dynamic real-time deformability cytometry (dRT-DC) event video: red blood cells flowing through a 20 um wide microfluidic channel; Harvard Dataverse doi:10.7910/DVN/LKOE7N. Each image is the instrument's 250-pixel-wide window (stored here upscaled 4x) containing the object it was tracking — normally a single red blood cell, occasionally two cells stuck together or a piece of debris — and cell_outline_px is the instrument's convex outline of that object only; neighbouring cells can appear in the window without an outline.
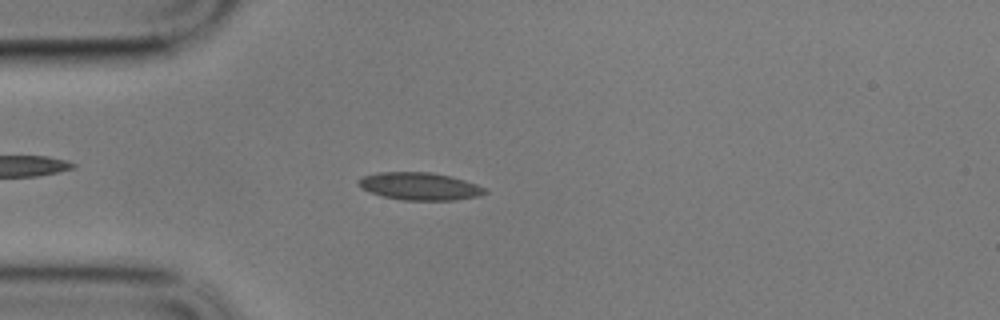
{"species": "common noctule bat (a hibernating species)", "species_latin": "Nyctalus noctula", "temperature_condition": "cold", "stored_images_in_passage": 57, "camera_frame_rate_fps": 3000, "um_per_image_px": 0.085, "animal": {"sex": "male", "body_mass_g": 17.9}, "frame": {"image": 1, "passage_image": 14, "time_ms": 4.333, "image_size_px": [1000, 320], "cell_outline_px": [[488, 192], [480, 196], [452, 200], [404, 200], [384, 196], [360, 188], [356, 184], [356, 180], [364, 176], [380, 172], [432, 172], [452, 176], [476, 184], [484, 188]], "centroid_in_image_um": [35.67, 15.82], "position_along_channel_um": 49.3, "area_um2": 20.29}}
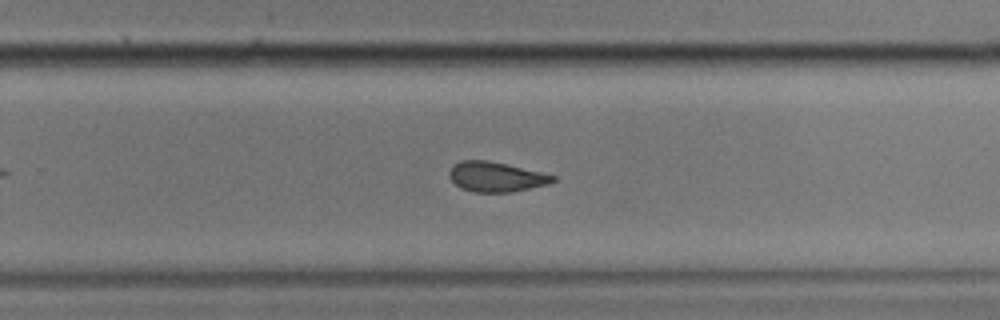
{"frame": {"image": 2, "passage_image": 36, "time_ms": 11.667, "image_size_px": [1000, 320], "cell_outline_px": [[556, 180], [548, 184], [512, 192], [472, 192], [460, 188], [448, 176], [448, 172], [452, 164], [460, 160], [488, 160], [540, 172], [556, 176]], "centroid_in_image_um": [42.11, 15.03], "position_along_channel_um": 287.7, "area_um2": 18.09}}
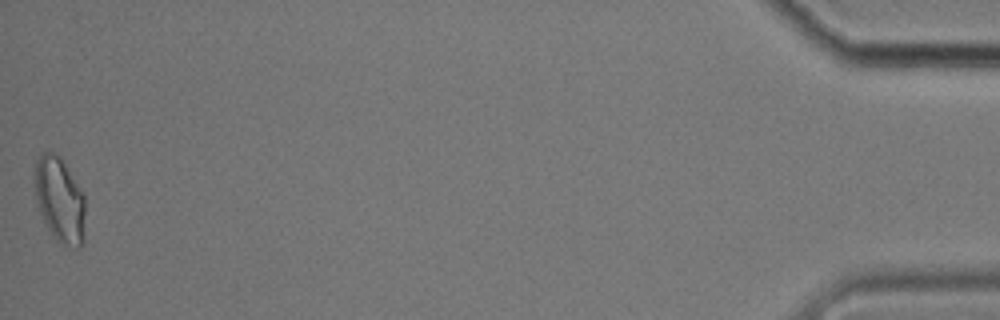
{"frame": {"image": 3, "passage_image": 57, "time_ms": 18.667, "image_size_px": [1000, 320], "cell_outline_px": [[84, 240], [80, 248], [76, 248], [60, 244], [52, 236], [36, 204], [32, 176], [36, 160], [40, 152], [56, 152], [60, 156], [84, 192]], "centroid_in_image_um": [5.05, 16.95], "position_along_channel_um": 430.2, "area_um2": 25.89}, "authors_computed_cell_mechanics": {"area_um2": 19.363, "velocity_mm_per_s": 3.389, "shape_relaxation_time_tau1_ms": 11.2062, "shape_relaxation_time_tau2_ms": 2.601, "deformation_change_tau1": 0.1814, "deformation_change_tau2": 0.0885}}